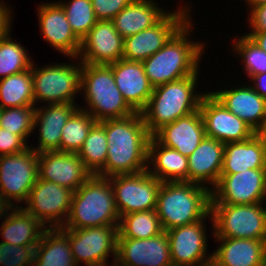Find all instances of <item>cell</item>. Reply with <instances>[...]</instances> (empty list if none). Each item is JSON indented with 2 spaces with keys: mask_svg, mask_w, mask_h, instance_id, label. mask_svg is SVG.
I'll return each mask as SVG.
<instances>
[{
  "mask_svg": "<svg viewBox=\"0 0 266 266\" xmlns=\"http://www.w3.org/2000/svg\"><path fill=\"white\" fill-rule=\"evenodd\" d=\"M106 132L108 150L104 169L98 174L111 177L147 170L148 142L151 137L141 113L100 122Z\"/></svg>",
  "mask_w": 266,
  "mask_h": 266,
  "instance_id": "1",
  "label": "cell"
},
{
  "mask_svg": "<svg viewBox=\"0 0 266 266\" xmlns=\"http://www.w3.org/2000/svg\"><path fill=\"white\" fill-rule=\"evenodd\" d=\"M194 25L191 17L159 51L142 62L153 87L200 74L206 46L204 41L191 40Z\"/></svg>",
  "mask_w": 266,
  "mask_h": 266,
  "instance_id": "2",
  "label": "cell"
},
{
  "mask_svg": "<svg viewBox=\"0 0 266 266\" xmlns=\"http://www.w3.org/2000/svg\"><path fill=\"white\" fill-rule=\"evenodd\" d=\"M198 77L199 74H192L153 87L148 104L141 112L151 136L164 125L199 110L201 99L207 92L197 90Z\"/></svg>",
  "mask_w": 266,
  "mask_h": 266,
  "instance_id": "3",
  "label": "cell"
},
{
  "mask_svg": "<svg viewBox=\"0 0 266 266\" xmlns=\"http://www.w3.org/2000/svg\"><path fill=\"white\" fill-rule=\"evenodd\" d=\"M211 189L197 183L162 182L156 213L164 231L202 220L211 212Z\"/></svg>",
  "mask_w": 266,
  "mask_h": 266,
  "instance_id": "4",
  "label": "cell"
},
{
  "mask_svg": "<svg viewBox=\"0 0 266 266\" xmlns=\"http://www.w3.org/2000/svg\"><path fill=\"white\" fill-rule=\"evenodd\" d=\"M113 189L108 177L92 175L73 192L70 212L63 227L83 229L119 225Z\"/></svg>",
  "mask_w": 266,
  "mask_h": 266,
  "instance_id": "5",
  "label": "cell"
},
{
  "mask_svg": "<svg viewBox=\"0 0 266 266\" xmlns=\"http://www.w3.org/2000/svg\"><path fill=\"white\" fill-rule=\"evenodd\" d=\"M80 91L86 105L79 108L92 115L97 122L136 113L118 89L109 65L82 63Z\"/></svg>",
  "mask_w": 266,
  "mask_h": 266,
  "instance_id": "6",
  "label": "cell"
},
{
  "mask_svg": "<svg viewBox=\"0 0 266 266\" xmlns=\"http://www.w3.org/2000/svg\"><path fill=\"white\" fill-rule=\"evenodd\" d=\"M69 58V61L72 59V63L57 62L43 65V67H38L35 62H32L33 93L36 107L41 103L45 105L77 104L75 102L77 94L81 93L82 63L77 57Z\"/></svg>",
  "mask_w": 266,
  "mask_h": 266,
  "instance_id": "7",
  "label": "cell"
},
{
  "mask_svg": "<svg viewBox=\"0 0 266 266\" xmlns=\"http://www.w3.org/2000/svg\"><path fill=\"white\" fill-rule=\"evenodd\" d=\"M264 204V205H263ZM213 238L266 240V204H211Z\"/></svg>",
  "mask_w": 266,
  "mask_h": 266,
  "instance_id": "8",
  "label": "cell"
},
{
  "mask_svg": "<svg viewBox=\"0 0 266 266\" xmlns=\"http://www.w3.org/2000/svg\"><path fill=\"white\" fill-rule=\"evenodd\" d=\"M38 159L39 153L31 147L0 156V196L13 207L27 201L38 179Z\"/></svg>",
  "mask_w": 266,
  "mask_h": 266,
  "instance_id": "9",
  "label": "cell"
},
{
  "mask_svg": "<svg viewBox=\"0 0 266 266\" xmlns=\"http://www.w3.org/2000/svg\"><path fill=\"white\" fill-rule=\"evenodd\" d=\"M118 226L60 229L68 236L77 265L84 263L86 266H109L111 263L115 264L117 257ZM109 256H114L112 262L108 261Z\"/></svg>",
  "mask_w": 266,
  "mask_h": 266,
  "instance_id": "10",
  "label": "cell"
},
{
  "mask_svg": "<svg viewBox=\"0 0 266 266\" xmlns=\"http://www.w3.org/2000/svg\"><path fill=\"white\" fill-rule=\"evenodd\" d=\"M183 6V7H182ZM169 11L158 23L126 37L122 59L143 62L159 51L169 39L191 18V6L183 5ZM175 10V11H174Z\"/></svg>",
  "mask_w": 266,
  "mask_h": 266,
  "instance_id": "11",
  "label": "cell"
},
{
  "mask_svg": "<svg viewBox=\"0 0 266 266\" xmlns=\"http://www.w3.org/2000/svg\"><path fill=\"white\" fill-rule=\"evenodd\" d=\"M117 211L121 216L133 212L155 210L162 182L147 170L134 174L108 177Z\"/></svg>",
  "mask_w": 266,
  "mask_h": 266,
  "instance_id": "12",
  "label": "cell"
},
{
  "mask_svg": "<svg viewBox=\"0 0 266 266\" xmlns=\"http://www.w3.org/2000/svg\"><path fill=\"white\" fill-rule=\"evenodd\" d=\"M72 197V190L38 178L22 208L46 228H61L70 212Z\"/></svg>",
  "mask_w": 266,
  "mask_h": 266,
  "instance_id": "13",
  "label": "cell"
},
{
  "mask_svg": "<svg viewBox=\"0 0 266 266\" xmlns=\"http://www.w3.org/2000/svg\"><path fill=\"white\" fill-rule=\"evenodd\" d=\"M211 197V204L266 203V168L221 174L219 182L211 190Z\"/></svg>",
  "mask_w": 266,
  "mask_h": 266,
  "instance_id": "14",
  "label": "cell"
},
{
  "mask_svg": "<svg viewBox=\"0 0 266 266\" xmlns=\"http://www.w3.org/2000/svg\"><path fill=\"white\" fill-rule=\"evenodd\" d=\"M207 219L213 228L210 212L200 221L166 231L173 266H203L212 262V253L207 251Z\"/></svg>",
  "mask_w": 266,
  "mask_h": 266,
  "instance_id": "15",
  "label": "cell"
},
{
  "mask_svg": "<svg viewBox=\"0 0 266 266\" xmlns=\"http://www.w3.org/2000/svg\"><path fill=\"white\" fill-rule=\"evenodd\" d=\"M199 110L203 117L206 137L222 143L244 141L254 130L241 118L231 113L210 91L202 97Z\"/></svg>",
  "mask_w": 266,
  "mask_h": 266,
  "instance_id": "16",
  "label": "cell"
},
{
  "mask_svg": "<svg viewBox=\"0 0 266 266\" xmlns=\"http://www.w3.org/2000/svg\"><path fill=\"white\" fill-rule=\"evenodd\" d=\"M36 9L43 40L63 57H77L81 40L72 31L62 6L57 1L41 2Z\"/></svg>",
  "mask_w": 266,
  "mask_h": 266,
  "instance_id": "17",
  "label": "cell"
},
{
  "mask_svg": "<svg viewBox=\"0 0 266 266\" xmlns=\"http://www.w3.org/2000/svg\"><path fill=\"white\" fill-rule=\"evenodd\" d=\"M115 266H173L166 231L151 238H118Z\"/></svg>",
  "mask_w": 266,
  "mask_h": 266,
  "instance_id": "18",
  "label": "cell"
},
{
  "mask_svg": "<svg viewBox=\"0 0 266 266\" xmlns=\"http://www.w3.org/2000/svg\"><path fill=\"white\" fill-rule=\"evenodd\" d=\"M124 38L112 21L98 20L81 39L77 58L86 64H110L123 57Z\"/></svg>",
  "mask_w": 266,
  "mask_h": 266,
  "instance_id": "19",
  "label": "cell"
},
{
  "mask_svg": "<svg viewBox=\"0 0 266 266\" xmlns=\"http://www.w3.org/2000/svg\"><path fill=\"white\" fill-rule=\"evenodd\" d=\"M92 174L77 153L44 151L39 153L38 178L75 192Z\"/></svg>",
  "mask_w": 266,
  "mask_h": 266,
  "instance_id": "20",
  "label": "cell"
},
{
  "mask_svg": "<svg viewBox=\"0 0 266 266\" xmlns=\"http://www.w3.org/2000/svg\"><path fill=\"white\" fill-rule=\"evenodd\" d=\"M79 108L78 104H41L35 108L33 131L37 130L38 143L36 147L30 146L37 153L44 151H59L61 133L65 123Z\"/></svg>",
  "mask_w": 266,
  "mask_h": 266,
  "instance_id": "21",
  "label": "cell"
},
{
  "mask_svg": "<svg viewBox=\"0 0 266 266\" xmlns=\"http://www.w3.org/2000/svg\"><path fill=\"white\" fill-rule=\"evenodd\" d=\"M112 68L115 83L128 105L141 113L153 92L142 62L120 59L108 64Z\"/></svg>",
  "mask_w": 266,
  "mask_h": 266,
  "instance_id": "22",
  "label": "cell"
},
{
  "mask_svg": "<svg viewBox=\"0 0 266 266\" xmlns=\"http://www.w3.org/2000/svg\"><path fill=\"white\" fill-rule=\"evenodd\" d=\"M160 144L176 149L189 157L205 135V125L200 110L166 124L152 135Z\"/></svg>",
  "mask_w": 266,
  "mask_h": 266,
  "instance_id": "23",
  "label": "cell"
},
{
  "mask_svg": "<svg viewBox=\"0 0 266 266\" xmlns=\"http://www.w3.org/2000/svg\"><path fill=\"white\" fill-rule=\"evenodd\" d=\"M224 148V143L205 136L188 157V182L212 190L220 179Z\"/></svg>",
  "mask_w": 266,
  "mask_h": 266,
  "instance_id": "24",
  "label": "cell"
},
{
  "mask_svg": "<svg viewBox=\"0 0 266 266\" xmlns=\"http://www.w3.org/2000/svg\"><path fill=\"white\" fill-rule=\"evenodd\" d=\"M247 84L223 90L217 88L211 93L255 131L266 120V100Z\"/></svg>",
  "mask_w": 266,
  "mask_h": 266,
  "instance_id": "25",
  "label": "cell"
},
{
  "mask_svg": "<svg viewBox=\"0 0 266 266\" xmlns=\"http://www.w3.org/2000/svg\"><path fill=\"white\" fill-rule=\"evenodd\" d=\"M220 244L212 252L215 266H264L266 240L215 238Z\"/></svg>",
  "mask_w": 266,
  "mask_h": 266,
  "instance_id": "26",
  "label": "cell"
},
{
  "mask_svg": "<svg viewBox=\"0 0 266 266\" xmlns=\"http://www.w3.org/2000/svg\"><path fill=\"white\" fill-rule=\"evenodd\" d=\"M188 157L160 144L153 136L148 142L147 171L161 182H188Z\"/></svg>",
  "mask_w": 266,
  "mask_h": 266,
  "instance_id": "27",
  "label": "cell"
},
{
  "mask_svg": "<svg viewBox=\"0 0 266 266\" xmlns=\"http://www.w3.org/2000/svg\"><path fill=\"white\" fill-rule=\"evenodd\" d=\"M164 9L154 0H133L111 21L125 39L158 23L169 12Z\"/></svg>",
  "mask_w": 266,
  "mask_h": 266,
  "instance_id": "28",
  "label": "cell"
},
{
  "mask_svg": "<svg viewBox=\"0 0 266 266\" xmlns=\"http://www.w3.org/2000/svg\"><path fill=\"white\" fill-rule=\"evenodd\" d=\"M46 227L22 207H13L0 225L2 242L18 246H37Z\"/></svg>",
  "mask_w": 266,
  "mask_h": 266,
  "instance_id": "29",
  "label": "cell"
},
{
  "mask_svg": "<svg viewBox=\"0 0 266 266\" xmlns=\"http://www.w3.org/2000/svg\"><path fill=\"white\" fill-rule=\"evenodd\" d=\"M258 168H266V158L255 135L244 141L225 143L221 174H236Z\"/></svg>",
  "mask_w": 266,
  "mask_h": 266,
  "instance_id": "30",
  "label": "cell"
},
{
  "mask_svg": "<svg viewBox=\"0 0 266 266\" xmlns=\"http://www.w3.org/2000/svg\"><path fill=\"white\" fill-rule=\"evenodd\" d=\"M33 266H78L68 236L60 228H46L35 247Z\"/></svg>",
  "mask_w": 266,
  "mask_h": 266,
  "instance_id": "31",
  "label": "cell"
},
{
  "mask_svg": "<svg viewBox=\"0 0 266 266\" xmlns=\"http://www.w3.org/2000/svg\"><path fill=\"white\" fill-rule=\"evenodd\" d=\"M35 106L32 65L29 70L0 79V107Z\"/></svg>",
  "mask_w": 266,
  "mask_h": 266,
  "instance_id": "32",
  "label": "cell"
},
{
  "mask_svg": "<svg viewBox=\"0 0 266 266\" xmlns=\"http://www.w3.org/2000/svg\"><path fill=\"white\" fill-rule=\"evenodd\" d=\"M163 231L155 210L133 212L120 217L118 238L146 239Z\"/></svg>",
  "mask_w": 266,
  "mask_h": 266,
  "instance_id": "33",
  "label": "cell"
},
{
  "mask_svg": "<svg viewBox=\"0 0 266 266\" xmlns=\"http://www.w3.org/2000/svg\"><path fill=\"white\" fill-rule=\"evenodd\" d=\"M108 143L104 126L96 122L88 133L77 155L92 175H98L105 167Z\"/></svg>",
  "mask_w": 266,
  "mask_h": 266,
  "instance_id": "34",
  "label": "cell"
},
{
  "mask_svg": "<svg viewBox=\"0 0 266 266\" xmlns=\"http://www.w3.org/2000/svg\"><path fill=\"white\" fill-rule=\"evenodd\" d=\"M96 122L92 115L78 108L62 129L60 152L78 153Z\"/></svg>",
  "mask_w": 266,
  "mask_h": 266,
  "instance_id": "35",
  "label": "cell"
},
{
  "mask_svg": "<svg viewBox=\"0 0 266 266\" xmlns=\"http://www.w3.org/2000/svg\"><path fill=\"white\" fill-rule=\"evenodd\" d=\"M11 33L0 40V79L29 70L33 62L28 50L14 41Z\"/></svg>",
  "mask_w": 266,
  "mask_h": 266,
  "instance_id": "36",
  "label": "cell"
},
{
  "mask_svg": "<svg viewBox=\"0 0 266 266\" xmlns=\"http://www.w3.org/2000/svg\"><path fill=\"white\" fill-rule=\"evenodd\" d=\"M237 38L231 43L232 52L234 56L241 60L242 71L247 74L248 79L254 75L266 72V52L260 49L247 36H236ZM240 37V38H239Z\"/></svg>",
  "mask_w": 266,
  "mask_h": 266,
  "instance_id": "37",
  "label": "cell"
},
{
  "mask_svg": "<svg viewBox=\"0 0 266 266\" xmlns=\"http://www.w3.org/2000/svg\"><path fill=\"white\" fill-rule=\"evenodd\" d=\"M66 13L72 31L81 40L98 21L91 0L57 1Z\"/></svg>",
  "mask_w": 266,
  "mask_h": 266,
  "instance_id": "38",
  "label": "cell"
},
{
  "mask_svg": "<svg viewBox=\"0 0 266 266\" xmlns=\"http://www.w3.org/2000/svg\"><path fill=\"white\" fill-rule=\"evenodd\" d=\"M36 106L5 108L1 111L0 127L20 135L26 142L33 131Z\"/></svg>",
  "mask_w": 266,
  "mask_h": 266,
  "instance_id": "39",
  "label": "cell"
},
{
  "mask_svg": "<svg viewBox=\"0 0 266 266\" xmlns=\"http://www.w3.org/2000/svg\"><path fill=\"white\" fill-rule=\"evenodd\" d=\"M36 246H18L0 242L1 266H33Z\"/></svg>",
  "mask_w": 266,
  "mask_h": 266,
  "instance_id": "40",
  "label": "cell"
},
{
  "mask_svg": "<svg viewBox=\"0 0 266 266\" xmlns=\"http://www.w3.org/2000/svg\"><path fill=\"white\" fill-rule=\"evenodd\" d=\"M133 0H91L97 20L111 21L120 11Z\"/></svg>",
  "mask_w": 266,
  "mask_h": 266,
  "instance_id": "41",
  "label": "cell"
},
{
  "mask_svg": "<svg viewBox=\"0 0 266 266\" xmlns=\"http://www.w3.org/2000/svg\"><path fill=\"white\" fill-rule=\"evenodd\" d=\"M20 135L0 127V156L19 153L29 147Z\"/></svg>",
  "mask_w": 266,
  "mask_h": 266,
  "instance_id": "42",
  "label": "cell"
},
{
  "mask_svg": "<svg viewBox=\"0 0 266 266\" xmlns=\"http://www.w3.org/2000/svg\"><path fill=\"white\" fill-rule=\"evenodd\" d=\"M249 11V12H248ZM249 14L247 23H249L250 32L266 31V2L247 10Z\"/></svg>",
  "mask_w": 266,
  "mask_h": 266,
  "instance_id": "43",
  "label": "cell"
},
{
  "mask_svg": "<svg viewBox=\"0 0 266 266\" xmlns=\"http://www.w3.org/2000/svg\"><path fill=\"white\" fill-rule=\"evenodd\" d=\"M12 8L8 2L0 0V40L12 32L13 27L11 23L14 22L12 21V14L14 13Z\"/></svg>",
  "mask_w": 266,
  "mask_h": 266,
  "instance_id": "44",
  "label": "cell"
},
{
  "mask_svg": "<svg viewBox=\"0 0 266 266\" xmlns=\"http://www.w3.org/2000/svg\"><path fill=\"white\" fill-rule=\"evenodd\" d=\"M250 80L253 89L266 100V72L254 75Z\"/></svg>",
  "mask_w": 266,
  "mask_h": 266,
  "instance_id": "45",
  "label": "cell"
},
{
  "mask_svg": "<svg viewBox=\"0 0 266 266\" xmlns=\"http://www.w3.org/2000/svg\"><path fill=\"white\" fill-rule=\"evenodd\" d=\"M247 36L253 43H255L260 49L266 52V31L264 32H245Z\"/></svg>",
  "mask_w": 266,
  "mask_h": 266,
  "instance_id": "46",
  "label": "cell"
},
{
  "mask_svg": "<svg viewBox=\"0 0 266 266\" xmlns=\"http://www.w3.org/2000/svg\"><path fill=\"white\" fill-rule=\"evenodd\" d=\"M254 135L260 141L266 158V120L254 131Z\"/></svg>",
  "mask_w": 266,
  "mask_h": 266,
  "instance_id": "47",
  "label": "cell"
},
{
  "mask_svg": "<svg viewBox=\"0 0 266 266\" xmlns=\"http://www.w3.org/2000/svg\"><path fill=\"white\" fill-rule=\"evenodd\" d=\"M13 206L6 202L1 196H0V219L5 220L7 217V214L11 211Z\"/></svg>",
  "mask_w": 266,
  "mask_h": 266,
  "instance_id": "48",
  "label": "cell"
},
{
  "mask_svg": "<svg viewBox=\"0 0 266 266\" xmlns=\"http://www.w3.org/2000/svg\"><path fill=\"white\" fill-rule=\"evenodd\" d=\"M245 4L248 3L246 6L250 9L251 7L258 6L266 2V0H244Z\"/></svg>",
  "mask_w": 266,
  "mask_h": 266,
  "instance_id": "49",
  "label": "cell"
},
{
  "mask_svg": "<svg viewBox=\"0 0 266 266\" xmlns=\"http://www.w3.org/2000/svg\"><path fill=\"white\" fill-rule=\"evenodd\" d=\"M203 266H215L212 262L206 264V265H203Z\"/></svg>",
  "mask_w": 266,
  "mask_h": 266,
  "instance_id": "50",
  "label": "cell"
},
{
  "mask_svg": "<svg viewBox=\"0 0 266 266\" xmlns=\"http://www.w3.org/2000/svg\"><path fill=\"white\" fill-rule=\"evenodd\" d=\"M264 266H266V250H265V260H264Z\"/></svg>",
  "mask_w": 266,
  "mask_h": 266,
  "instance_id": "51",
  "label": "cell"
}]
</instances>
